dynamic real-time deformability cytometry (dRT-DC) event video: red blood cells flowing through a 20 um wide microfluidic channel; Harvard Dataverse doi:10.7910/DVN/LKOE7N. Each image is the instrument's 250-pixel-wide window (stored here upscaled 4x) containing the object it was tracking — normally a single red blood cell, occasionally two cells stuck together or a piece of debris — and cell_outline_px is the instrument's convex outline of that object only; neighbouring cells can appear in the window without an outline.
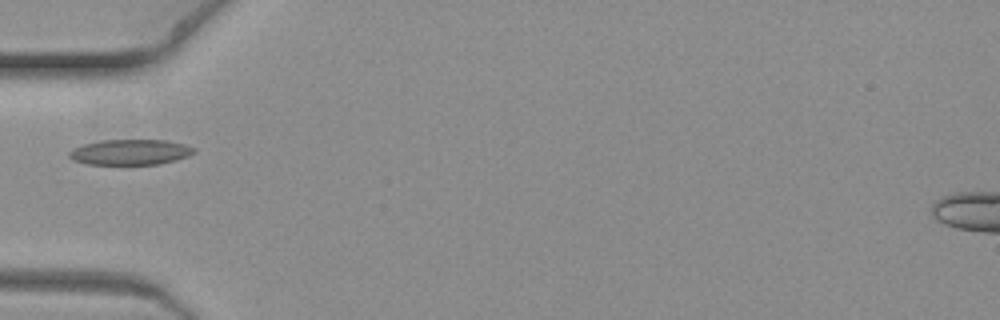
{"species": "common noctule bat (a hibernating species)", "species_latin": "Nyctalus noctula", "temperature_condition": "warm", "stored_images_in_passage": 3, "camera_frame_rate_fps": 3000, "um_per_image_px": 0.085, "animal": {"sex": "female", "body_mass_g": 19.3, "forearm_length_mm": 54.1}, "frame": {"image": 1, "passage_image": 1, "time_ms": 0.0, "image_size_px": [1000, 320], "cell_outline_px": [[196, 152], [188, 156], [176, 160], [160, 164], [88, 164], [72, 160], [68, 156], [68, 152], [84, 144], [104, 140], [168, 140], [184, 144], [196, 148]], "centroid_in_image_um": [11.11, 12.93], "position_along_channel_um": 73.9, "area_um2": 18.5}}
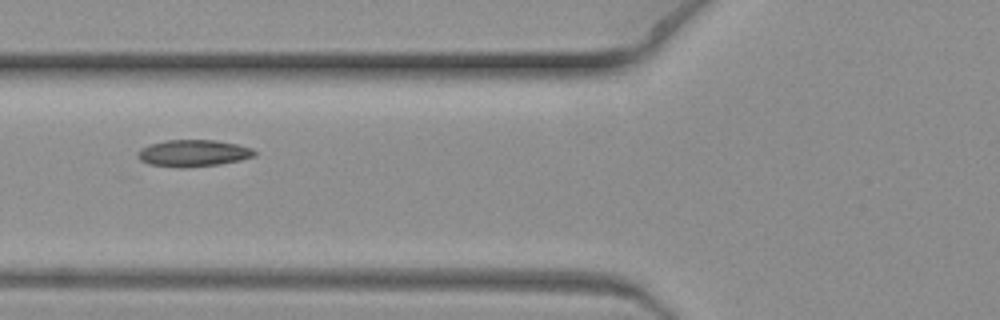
{"frame": {"image": 2, "passage_image": 2, "time_ms": 0.333, "image_size_px": [1000, 320], "cell_outline_px": [[256, 156], [240, 160], [220, 164], [184, 168], [180, 168], [148, 164], [140, 160], [136, 156], [136, 152], [140, 148], [148, 144], [164, 140], [216, 140], [236, 144], [252, 148], [256, 152]], "centroid_in_image_um": [16.38, 13.02], "position_along_channel_um": 109.4, "area_um2": 18.5}}